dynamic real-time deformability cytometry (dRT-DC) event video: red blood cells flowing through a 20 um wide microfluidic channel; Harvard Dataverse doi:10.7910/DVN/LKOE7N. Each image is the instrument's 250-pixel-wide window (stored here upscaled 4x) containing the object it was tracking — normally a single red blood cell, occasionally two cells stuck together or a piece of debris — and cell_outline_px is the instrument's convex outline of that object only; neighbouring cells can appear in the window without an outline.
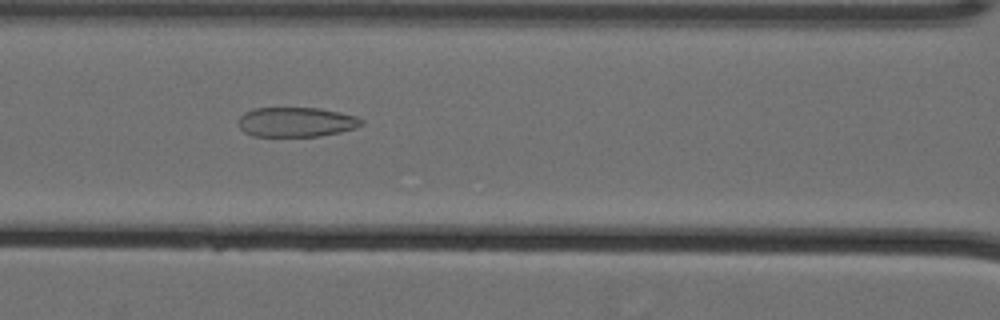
{"species": "Egyptian fruit bat (a non-hibernating species)", "species_latin": "Rousettus aegyptiacus", "temperature_condition": "cold", "stored_images_in_passage": 59, "camera_frame_rate_fps": 3000, "um_per_image_px": 0.085, "animal": {"sex": "female"}, "frame": {"image": 1, "passage_image": 29, "time_ms": 9.333, "image_size_px": [1000, 320], "cell_outline_px": [[364, 124], [356, 128], [340, 132], [320, 136], [252, 136], [244, 132], [240, 128], [240, 116], [244, 112], [256, 108], [320, 108], [340, 112], [356, 116], [364, 120]], "centroid_in_image_um": [25.22, 10.37], "position_along_channel_um": 141.4, "area_um2": 21.33}}
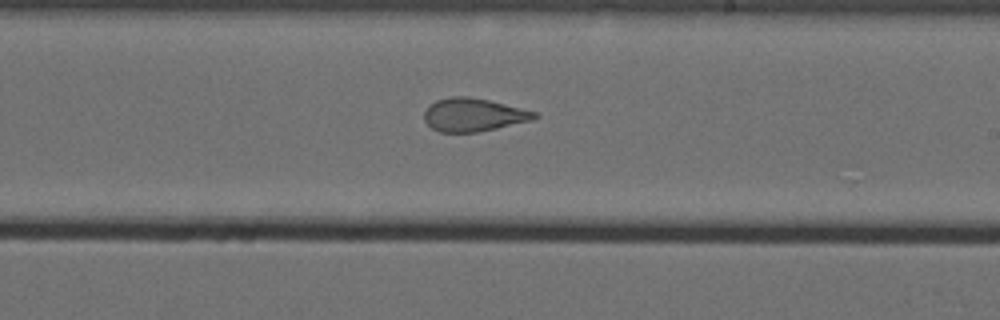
{"frame": {"image": 2, "passage_image": 38, "time_ms": 12.333, "image_size_px": [1000, 320], "cell_outline_px": [[540, 116], [532, 120], [496, 128], [476, 132], [440, 132], [432, 128], [424, 120], [424, 112], [436, 100], [448, 96], [468, 96], [488, 100], [536, 112]], "centroid_in_image_um": [40.23, 9.75], "position_along_channel_um": 248.8, "area_um2": 21.1}}
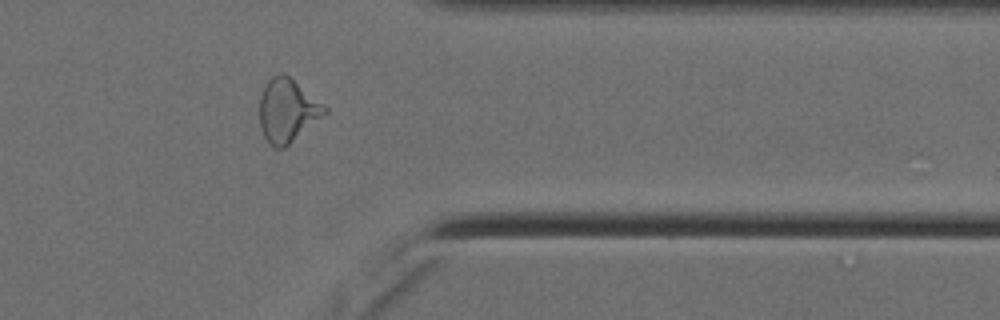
{"frame": {"image": 3, "passage_image": 50, "time_ms": 16.333, "image_size_px": [1000, 320], "cell_outline_px": [[328, 112], [284, 148], [276, 148], [268, 144], [260, 128], [260, 96], [268, 80], [272, 76], [280, 72], [288, 76], [328, 108]], "centroid_in_image_um": [24.41, 9.41], "position_along_channel_um": 387.0, "area_um2": 23.7}, "authors_computed_cell_mechanics": {"area_um2": 25.4898, "velocity_mm_per_s": 3.5889, "shape_relaxation_time_tau1_ms": null, "shape_relaxation_time_tau2_ms": 1.6872, "deformation_change_tau1": null, "deformation_change_tau2": 0.0872}}